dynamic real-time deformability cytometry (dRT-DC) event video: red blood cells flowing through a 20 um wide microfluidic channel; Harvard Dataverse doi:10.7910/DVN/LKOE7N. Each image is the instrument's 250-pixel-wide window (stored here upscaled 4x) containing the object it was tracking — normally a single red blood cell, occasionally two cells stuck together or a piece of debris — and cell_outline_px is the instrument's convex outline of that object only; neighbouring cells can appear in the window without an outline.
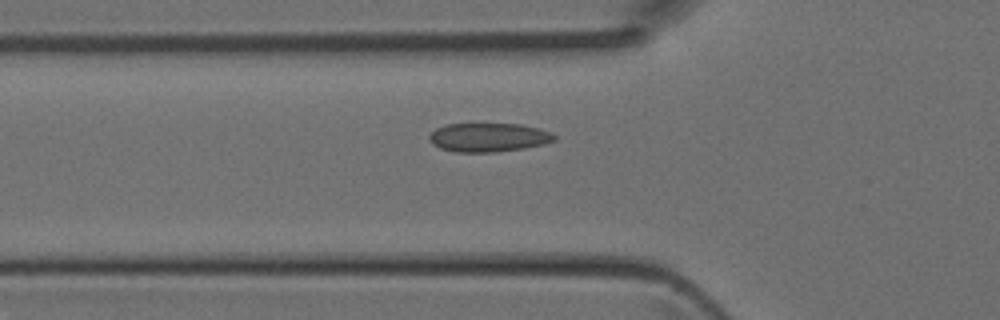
{"species": "Egyptian fruit bat (a non-hibernating species)", "species_latin": "Rousettus aegyptiacus", "temperature_condition": "room temperature", "stored_images_in_passage": 38, "camera_frame_rate_fps": 3000, "um_per_image_px": 0.085, "animal": {"sex": "female"}, "frame": {"image": 1, "passage_image": 13, "time_ms": 4.0, "image_size_px": [1000, 320], "cell_outline_px": [[556, 140], [544, 144], [524, 148], [496, 152], [456, 152], [440, 148], [432, 144], [428, 140], [428, 136], [436, 128], [444, 124], [520, 124], [540, 128], [552, 132], [556, 136]], "centroid_in_image_um": [41.53, 11.67], "position_along_channel_um": 84.3, "area_um2": 21.21}}
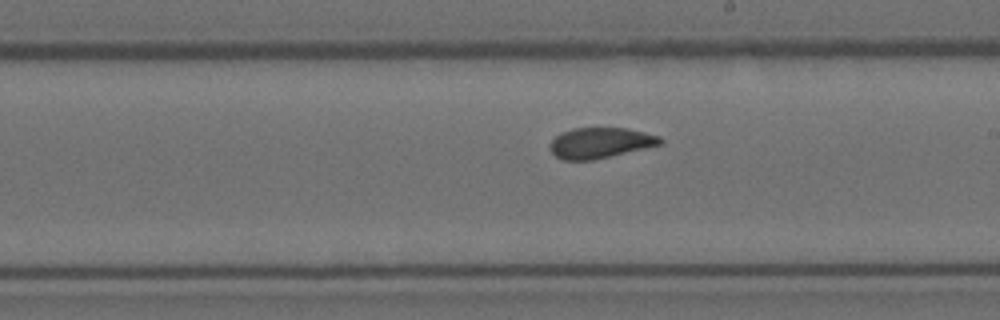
{"frame": {"image": 2, "passage_image": 23, "time_ms": 7.333, "image_size_px": [1000, 320], "cell_outline_px": [[664, 144], [592, 160], [564, 160], [556, 156], [548, 148], [548, 144], [560, 132], [572, 128], [624, 128], [644, 132], [660, 136], [664, 140]], "centroid_in_image_um": [51.01, 12.14], "position_along_channel_um": 238.0, "area_um2": 19.77}}
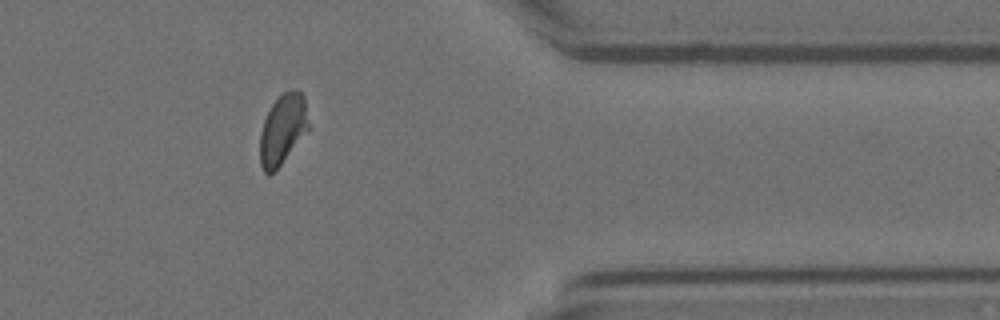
{"frame": {"image": 3, "passage_image": 34, "time_ms": 11.0, "image_size_px": [1000, 320], "cell_outline_px": [[308, 128], [280, 164], [268, 176], [264, 172], [260, 164], [260, 132], [264, 120], [272, 104], [280, 92], [292, 88], [296, 88], [304, 96], [308, 124]], "centroid_in_image_um": [23.99, 10.93], "position_along_channel_um": 387.4, "area_um2": 19.54}}